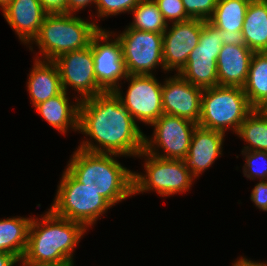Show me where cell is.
<instances>
[{"instance_id":"4316f807","label":"cell","mask_w":267,"mask_h":266,"mask_svg":"<svg viewBox=\"0 0 267 266\" xmlns=\"http://www.w3.org/2000/svg\"><path fill=\"white\" fill-rule=\"evenodd\" d=\"M245 156L243 174L248 179L267 180V151H241Z\"/></svg>"},{"instance_id":"d590c367","label":"cell","mask_w":267,"mask_h":266,"mask_svg":"<svg viewBox=\"0 0 267 266\" xmlns=\"http://www.w3.org/2000/svg\"><path fill=\"white\" fill-rule=\"evenodd\" d=\"M232 266H267V262H254L241 256L232 264Z\"/></svg>"},{"instance_id":"74e56055","label":"cell","mask_w":267,"mask_h":266,"mask_svg":"<svg viewBox=\"0 0 267 266\" xmlns=\"http://www.w3.org/2000/svg\"><path fill=\"white\" fill-rule=\"evenodd\" d=\"M12 0H0V7L2 11L7 7V5L11 2Z\"/></svg>"},{"instance_id":"d6a6232c","label":"cell","mask_w":267,"mask_h":266,"mask_svg":"<svg viewBox=\"0 0 267 266\" xmlns=\"http://www.w3.org/2000/svg\"><path fill=\"white\" fill-rule=\"evenodd\" d=\"M219 36L225 45L246 46L243 41L242 32L229 33L219 29Z\"/></svg>"},{"instance_id":"52a82bcc","label":"cell","mask_w":267,"mask_h":266,"mask_svg":"<svg viewBox=\"0 0 267 266\" xmlns=\"http://www.w3.org/2000/svg\"><path fill=\"white\" fill-rule=\"evenodd\" d=\"M137 157H144L146 174L134 172V196L154 191L161 197H168L190 190L195 178L185 160L162 159L145 150Z\"/></svg>"},{"instance_id":"f1b7e54d","label":"cell","mask_w":267,"mask_h":266,"mask_svg":"<svg viewBox=\"0 0 267 266\" xmlns=\"http://www.w3.org/2000/svg\"><path fill=\"white\" fill-rule=\"evenodd\" d=\"M218 0H182L186 14L191 19L208 21L213 15Z\"/></svg>"},{"instance_id":"cb8c5ba5","label":"cell","mask_w":267,"mask_h":266,"mask_svg":"<svg viewBox=\"0 0 267 266\" xmlns=\"http://www.w3.org/2000/svg\"><path fill=\"white\" fill-rule=\"evenodd\" d=\"M243 90L254 109L267 98V52L252 56Z\"/></svg>"},{"instance_id":"5b68a950","label":"cell","mask_w":267,"mask_h":266,"mask_svg":"<svg viewBox=\"0 0 267 266\" xmlns=\"http://www.w3.org/2000/svg\"><path fill=\"white\" fill-rule=\"evenodd\" d=\"M254 110L243 88L214 86L205 88L201 98V114L198 126L236 133L241 123Z\"/></svg>"},{"instance_id":"d4e9b609","label":"cell","mask_w":267,"mask_h":266,"mask_svg":"<svg viewBox=\"0 0 267 266\" xmlns=\"http://www.w3.org/2000/svg\"><path fill=\"white\" fill-rule=\"evenodd\" d=\"M236 135L248 144L242 151H267V118L254 109L241 123Z\"/></svg>"},{"instance_id":"ba28073f","label":"cell","mask_w":267,"mask_h":266,"mask_svg":"<svg viewBox=\"0 0 267 266\" xmlns=\"http://www.w3.org/2000/svg\"><path fill=\"white\" fill-rule=\"evenodd\" d=\"M121 43L127 73L153 75L160 66L163 71V33L141 31L128 26L116 35Z\"/></svg>"},{"instance_id":"603a6c76","label":"cell","mask_w":267,"mask_h":266,"mask_svg":"<svg viewBox=\"0 0 267 266\" xmlns=\"http://www.w3.org/2000/svg\"><path fill=\"white\" fill-rule=\"evenodd\" d=\"M249 2L250 0H218L208 22L229 33L242 32Z\"/></svg>"},{"instance_id":"4dcf8cb0","label":"cell","mask_w":267,"mask_h":266,"mask_svg":"<svg viewBox=\"0 0 267 266\" xmlns=\"http://www.w3.org/2000/svg\"><path fill=\"white\" fill-rule=\"evenodd\" d=\"M250 200L262 211H267V180L257 183L251 191Z\"/></svg>"},{"instance_id":"1f68e13d","label":"cell","mask_w":267,"mask_h":266,"mask_svg":"<svg viewBox=\"0 0 267 266\" xmlns=\"http://www.w3.org/2000/svg\"><path fill=\"white\" fill-rule=\"evenodd\" d=\"M39 2L48 14L67 13L66 0H39Z\"/></svg>"},{"instance_id":"8fae6325","label":"cell","mask_w":267,"mask_h":266,"mask_svg":"<svg viewBox=\"0 0 267 266\" xmlns=\"http://www.w3.org/2000/svg\"><path fill=\"white\" fill-rule=\"evenodd\" d=\"M128 89L123 96V91L118 87L114 92L120 98L123 106L130 111L135 122H143L152 125L158 120L163 112L162 86L153 75H130ZM137 120V121H136Z\"/></svg>"},{"instance_id":"836d02e7","label":"cell","mask_w":267,"mask_h":266,"mask_svg":"<svg viewBox=\"0 0 267 266\" xmlns=\"http://www.w3.org/2000/svg\"><path fill=\"white\" fill-rule=\"evenodd\" d=\"M67 1V13L75 14L81 11L90 4H95L96 0H66ZM75 12V13H74Z\"/></svg>"},{"instance_id":"7402d4cb","label":"cell","mask_w":267,"mask_h":266,"mask_svg":"<svg viewBox=\"0 0 267 266\" xmlns=\"http://www.w3.org/2000/svg\"><path fill=\"white\" fill-rule=\"evenodd\" d=\"M31 217H12L0 220V251L23 258L31 224Z\"/></svg>"},{"instance_id":"9a60e30c","label":"cell","mask_w":267,"mask_h":266,"mask_svg":"<svg viewBox=\"0 0 267 266\" xmlns=\"http://www.w3.org/2000/svg\"><path fill=\"white\" fill-rule=\"evenodd\" d=\"M165 79L162 86L163 112L198 124L204 89L194 86L178 73Z\"/></svg>"},{"instance_id":"8d00e7d4","label":"cell","mask_w":267,"mask_h":266,"mask_svg":"<svg viewBox=\"0 0 267 266\" xmlns=\"http://www.w3.org/2000/svg\"><path fill=\"white\" fill-rule=\"evenodd\" d=\"M255 110H257L263 117L267 118V98L260 103Z\"/></svg>"},{"instance_id":"f546056e","label":"cell","mask_w":267,"mask_h":266,"mask_svg":"<svg viewBox=\"0 0 267 266\" xmlns=\"http://www.w3.org/2000/svg\"><path fill=\"white\" fill-rule=\"evenodd\" d=\"M167 23L182 22L191 19L184 9L182 0H154Z\"/></svg>"},{"instance_id":"ffe728a7","label":"cell","mask_w":267,"mask_h":266,"mask_svg":"<svg viewBox=\"0 0 267 266\" xmlns=\"http://www.w3.org/2000/svg\"><path fill=\"white\" fill-rule=\"evenodd\" d=\"M33 68L29 73L27 91L35 107L41 102L63 91L60 74L54 61L34 58Z\"/></svg>"},{"instance_id":"ac0fdd59","label":"cell","mask_w":267,"mask_h":266,"mask_svg":"<svg viewBox=\"0 0 267 266\" xmlns=\"http://www.w3.org/2000/svg\"><path fill=\"white\" fill-rule=\"evenodd\" d=\"M254 53L247 46L224 44L217 58L218 85L243 88Z\"/></svg>"},{"instance_id":"f35d334b","label":"cell","mask_w":267,"mask_h":266,"mask_svg":"<svg viewBox=\"0 0 267 266\" xmlns=\"http://www.w3.org/2000/svg\"><path fill=\"white\" fill-rule=\"evenodd\" d=\"M18 262H20V264L22 265V266H44V265H32V264H28V263H26L25 261H23L22 259H20Z\"/></svg>"},{"instance_id":"83f0119b","label":"cell","mask_w":267,"mask_h":266,"mask_svg":"<svg viewBox=\"0 0 267 266\" xmlns=\"http://www.w3.org/2000/svg\"><path fill=\"white\" fill-rule=\"evenodd\" d=\"M140 0H96V14L99 18L115 16L120 13H129Z\"/></svg>"},{"instance_id":"30bf717a","label":"cell","mask_w":267,"mask_h":266,"mask_svg":"<svg viewBox=\"0 0 267 266\" xmlns=\"http://www.w3.org/2000/svg\"><path fill=\"white\" fill-rule=\"evenodd\" d=\"M223 45L219 29L203 20L199 44L191 51L179 74L202 89L218 86L217 58Z\"/></svg>"},{"instance_id":"e0dca14e","label":"cell","mask_w":267,"mask_h":266,"mask_svg":"<svg viewBox=\"0 0 267 266\" xmlns=\"http://www.w3.org/2000/svg\"><path fill=\"white\" fill-rule=\"evenodd\" d=\"M2 13L25 45H29L38 35L40 26L48 14L39 0H12Z\"/></svg>"},{"instance_id":"6da1fadb","label":"cell","mask_w":267,"mask_h":266,"mask_svg":"<svg viewBox=\"0 0 267 266\" xmlns=\"http://www.w3.org/2000/svg\"><path fill=\"white\" fill-rule=\"evenodd\" d=\"M138 125L114 91L82 100L78 132L90 138L82 141L78 148L137 157L144 150L145 138Z\"/></svg>"},{"instance_id":"4fadbf2b","label":"cell","mask_w":267,"mask_h":266,"mask_svg":"<svg viewBox=\"0 0 267 266\" xmlns=\"http://www.w3.org/2000/svg\"><path fill=\"white\" fill-rule=\"evenodd\" d=\"M58 67L62 88L68 86L80 94V101L92 98L104 91L98 86L92 49L88 47L66 52L53 60Z\"/></svg>"},{"instance_id":"2e32d148","label":"cell","mask_w":267,"mask_h":266,"mask_svg":"<svg viewBox=\"0 0 267 266\" xmlns=\"http://www.w3.org/2000/svg\"><path fill=\"white\" fill-rule=\"evenodd\" d=\"M225 134L196 126L185 162L194 178L199 177L221 155Z\"/></svg>"},{"instance_id":"9c48e42d","label":"cell","mask_w":267,"mask_h":266,"mask_svg":"<svg viewBox=\"0 0 267 266\" xmlns=\"http://www.w3.org/2000/svg\"><path fill=\"white\" fill-rule=\"evenodd\" d=\"M197 125L188 119L163 113L151 125L153 137L145 135L144 150L162 159L185 160ZM159 149L164 153L160 154Z\"/></svg>"},{"instance_id":"5bb4252c","label":"cell","mask_w":267,"mask_h":266,"mask_svg":"<svg viewBox=\"0 0 267 266\" xmlns=\"http://www.w3.org/2000/svg\"><path fill=\"white\" fill-rule=\"evenodd\" d=\"M171 24L163 32V62L166 72L174 69L179 74L186 66L189 54L199 44L203 20L189 19Z\"/></svg>"},{"instance_id":"277c9868","label":"cell","mask_w":267,"mask_h":266,"mask_svg":"<svg viewBox=\"0 0 267 266\" xmlns=\"http://www.w3.org/2000/svg\"><path fill=\"white\" fill-rule=\"evenodd\" d=\"M102 27L71 13L47 14L38 35L29 44L40 50L37 59L55 60L58 56L88 47L93 35ZM42 57V58H41Z\"/></svg>"},{"instance_id":"e575fe53","label":"cell","mask_w":267,"mask_h":266,"mask_svg":"<svg viewBox=\"0 0 267 266\" xmlns=\"http://www.w3.org/2000/svg\"><path fill=\"white\" fill-rule=\"evenodd\" d=\"M19 259L13 254L0 251V266H14Z\"/></svg>"},{"instance_id":"d6986e66","label":"cell","mask_w":267,"mask_h":266,"mask_svg":"<svg viewBox=\"0 0 267 266\" xmlns=\"http://www.w3.org/2000/svg\"><path fill=\"white\" fill-rule=\"evenodd\" d=\"M75 96V102H69V96L66 91L49 98L35 106L36 111L48 124L58 130L61 134L71 128L75 132L79 130V106L80 100Z\"/></svg>"},{"instance_id":"44dd1931","label":"cell","mask_w":267,"mask_h":266,"mask_svg":"<svg viewBox=\"0 0 267 266\" xmlns=\"http://www.w3.org/2000/svg\"><path fill=\"white\" fill-rule=\"evenodd\" d=\"M244 44L254 52H267V1L250 0L242 28Z\"/></svg>"},{"instance_id":"7c38bea8","label":"cell","mask_w":267,"mask_h":266,"mask_svg":"<svg viewBox=\"0 0 267 266\" xmlns=\"http://www.w3.org/2000/svg\"><path fill=\"white\" fill-rule=\"evenodd\" d=\"M113 36L115 38L110 39ZM90 46L98 86L104 92L115 91L121 87L119 81L125 80L128 76L118 37L114 32L112 34V32L100 28L93 35Z\"/></svg>"},{"instance_id":"484cf974","label":"cell","mask_w":267,"mask_h":266,"mask_svg":"<svg viewBox=\"0 0 267 266\" xmlns=\"http://www.w3.org/2000/svg\"><path fill=\"white\" fill-rule=\"evenodd\" d=\"M131 13L133 22L129 28L155 33H163L167 29L168 23L154 0H140Z\"/></svg>"},{"instance_id":"7a4b0ae2","label":"cell","mask_w":267,"mask_h":266,"mask_svg":"<svg viewBox=\"0 0 267 266\" xmlns=\"http://www.w3.org/2000/svg\"><path fill=\"white\" fill-rule=\"evenodd\" d=\"M86 230L82 223L48 209L41 218L32 217L22 260L32 265L74 266L73 252Z\"/></svg>"},{"instance_id":"3957f363","label":"cell","mask_w":267,"mask_h":266,"mask_svg":"<svg viewBox=\"0 0 267 266\" xmlns=\"http://www.w3.org/2000/svg\"><path fill=\"white\" fill-rule=\"evenodd\" d=\"M73 153L66 169L112 206L134 195V172L117 161L116 157L121 155L90 152L81 148Z\"/></svg>"},{"instance_id":"8992f818","label":"cell","mask_w":267,"mask_h":266,"mask_svg":"<svg viewBox=\"0 0 267 266\" xmlns=\"http://www.w3.org/2000/svg\"><path fill=\"white\" fill-rule=\"evenodd\" d=\"M64 170L50 209L60 217L89 228L112 205L97 191L79 182L67 169Z\"/></svg>"}]
</instances>
